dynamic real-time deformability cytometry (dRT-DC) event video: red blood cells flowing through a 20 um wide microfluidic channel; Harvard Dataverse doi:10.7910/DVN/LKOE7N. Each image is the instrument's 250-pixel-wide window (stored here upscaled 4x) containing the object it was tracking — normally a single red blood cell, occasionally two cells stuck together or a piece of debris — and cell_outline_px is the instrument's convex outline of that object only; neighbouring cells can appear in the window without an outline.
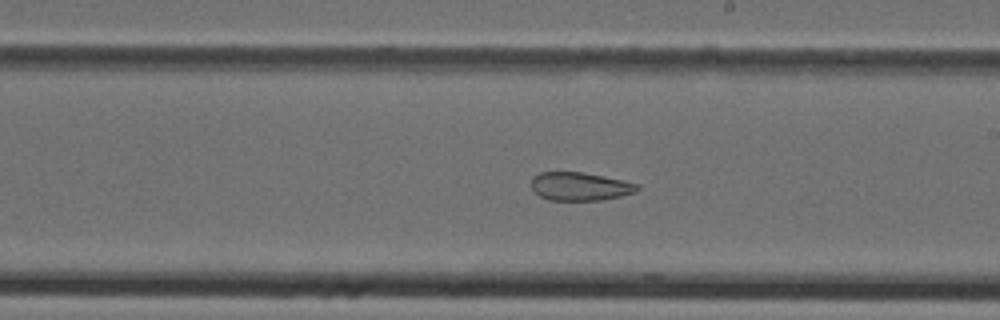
{"species": "Egyptian fruit bat (a non-hibernating species)", "species_latin": "Rousettus aegyptiacus", "temperature_condition": "cold", "stored_images_in_passage": 45, "camera_frame_rate_fps": 3000, "um_per_image_px": 0.085, "animal": {"sex": "female"}, "frame": {"image": 1, "passage_image": 25, "time_ms": 8.0, "image_size_px": [1000, 320], "cell_outline_px": [[640, 188], [636, 192], [620, 196], [600, 200], [548, 200], [540, 196], [532, 188], [532, 176], [540, 172], [580, 172], [640, 184]], "centroid_in_image_um": [49.28, 15.85], "position_along_channel_um": 239.7, "area_um2": 17.28}}
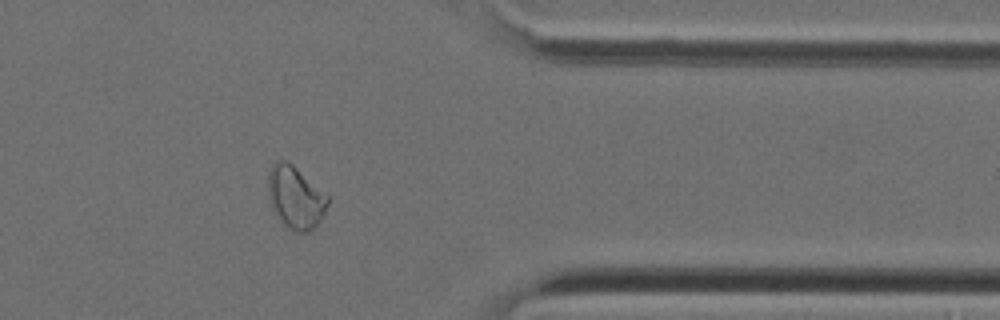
{"frame": {"image": 2, "passage_image": 36, "time_ms": 11.667, "image_size_px": [1000, 320], "cell_outline_px": [[328, 204], [316, 228], [308, 232], [292, 232], [280, 220], [272, 208], [268, 196], [268, 168], [276, 160], [284, 160], [292, 164], [328, 196]], "centroid_in_image_um": [25.09, 16.79], "position_along_channel_um": 386.3, "area_um2": 21.73}}
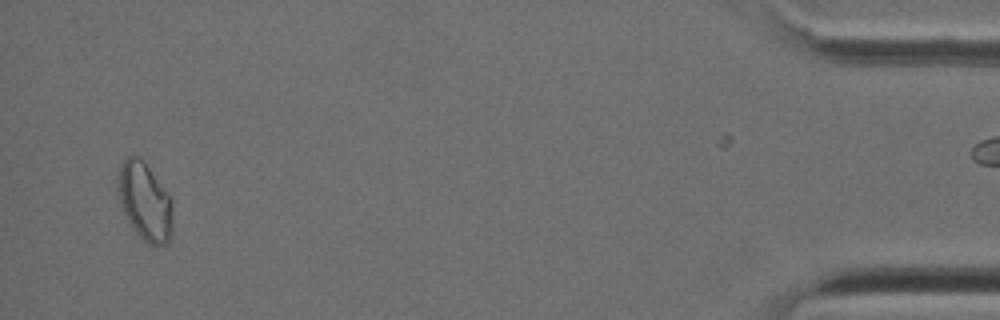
{"frame": {"image": 3, "passage_image": 43, "time_ms": 14.0, "image_size_px": [1000, 320], "cell_outline_px": [[172, 236], [168, 244], [156, 248], [152, 248], [132, 228], [124, 216], [120, 200], [120, 164], [128, 156], [136, 156], [148, 168], [168, 196], [172, 204]], "centroid_in_image_um": [12.34, 17.27], "position_along_channel_um": 422.9, "area_um2": 24.28}}